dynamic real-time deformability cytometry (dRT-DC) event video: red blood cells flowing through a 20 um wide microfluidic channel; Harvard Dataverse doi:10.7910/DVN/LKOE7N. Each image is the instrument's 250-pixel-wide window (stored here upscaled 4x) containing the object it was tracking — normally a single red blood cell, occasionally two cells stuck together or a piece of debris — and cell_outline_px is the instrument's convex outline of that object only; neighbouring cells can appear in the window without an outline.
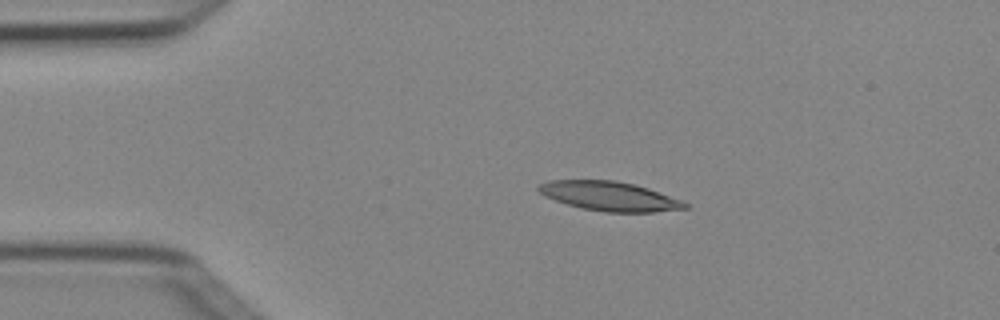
{"species": "Egyptian fruit bat (a non-hibernating species)", "species_latin": "Rousettus aegyptiacus", "temperature_condition": "cold", "stored_images_in_passage": 4, "camera_frame_rate_fps": 3000, "um_per_image_px": 0.085, "animal": {"sex": "female"}, "frame": {"image": 1, "passage_image": 2, "time_ms": 0.333, "image_size_px": [1000, 320], "cell_outline_px": [[688, 208], [652, 212], [604, 212], [580, 208], [544, 196], [536, 188], [540, 184], [548, 180], [616, 180], [636, 184], [648, 188], [680, 200], [688, 204]], "centroid_in_image_um": [51.78, 16.67], "position_along_channel_um": 33.2, "area_um2": 24.91}}
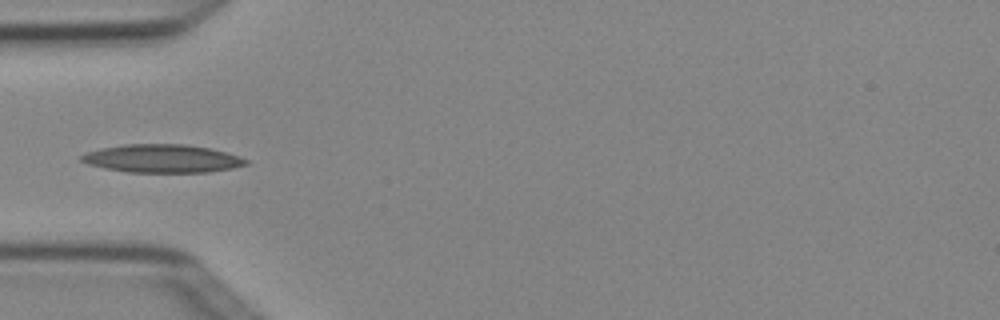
{"frame": {"image": 2, "passage_image": 3, "time_ms": 0.667, "image_size_px": [1000, 320], "cell_outline_px": [[248, 164], [232, 168], [208, 172], [128, 172], [104, 168], [88, 164], [80, 160], [80, 156], [84, 152], [100, 148], [124, 144], [184, 144], [208, 148], [224, 152], [248, 160]], "centroid_in_image_um": [13.72, 13.47], "position_along_channel_um": 71.3, "area_um2": 26.88}}
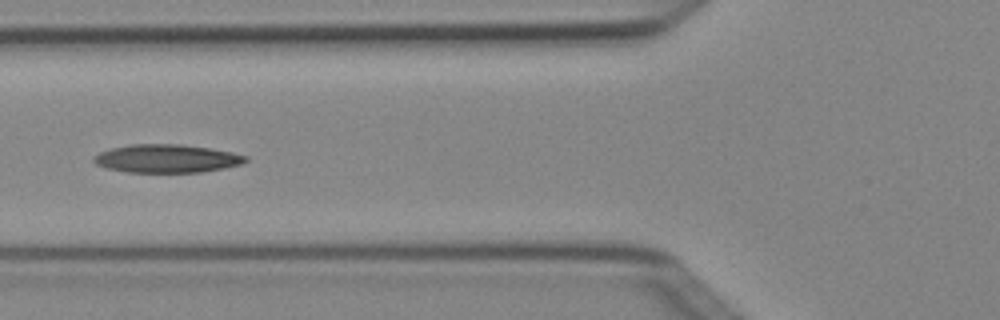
{"frame": {"image": 3, "passage_image": 4, "time_ms": 1.0, "image_size_px": [1000, 320], "cell_outline_px": [[248, 160], [240, 164], [224, 168], [200, 172], [128, 172], [108, 168], [96, 164], [92, 160], [92, 156], [100, 152], [112, 148], [132, 144], [180, 144], [208, 148], [232, 152], [248, 156]], "centroid_in_image_um": [14.16, 13.47], "position_along_channel_um": 111.6, "area_um2": 24.85}}